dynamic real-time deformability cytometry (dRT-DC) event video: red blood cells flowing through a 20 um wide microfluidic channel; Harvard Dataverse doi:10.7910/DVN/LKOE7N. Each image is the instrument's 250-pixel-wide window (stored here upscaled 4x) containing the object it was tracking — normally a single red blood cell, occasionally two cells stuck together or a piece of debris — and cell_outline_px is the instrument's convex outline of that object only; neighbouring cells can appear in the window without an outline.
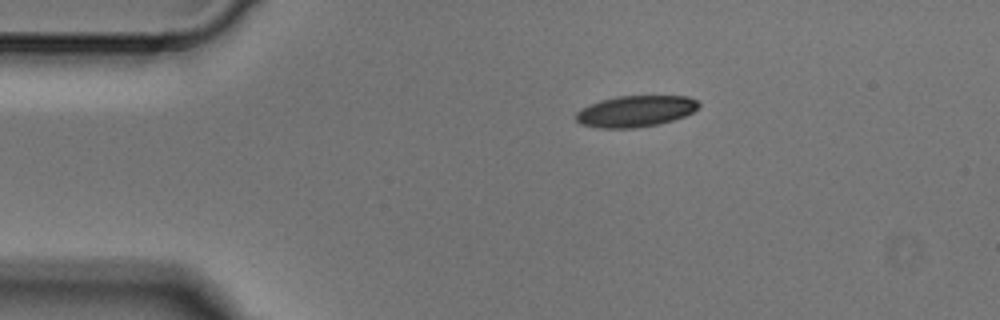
{"species": "Egyptian fruit bat (a non-hibernating species)", "species_latin": "Rousettus aegyptiacus", "temperature_condition": "cold", "stored_images_in_passage": 2, "camera_frame_rate_fps": 3000, "um_per_image_px": 0.085, "animal": {"sex": "male"}, "frame": {"image": 1, "passage_image": 1, "time_ms": 0.0, "image_size_px": [1000, 320], "cell_outline_px": [[700, 104], [692, 112], [684, 116], [672, 120], [656, 124], [632, 128], [600, 128], [580, 124], [576, 120], [576, 112], [580, 108], [604, 100], [620, 96], [688, 96], [696, 100]], "centroid_in_image_um": [54.0, 9.45], "position_along_channel_um": 31.0, "area_um2": 22.02}}